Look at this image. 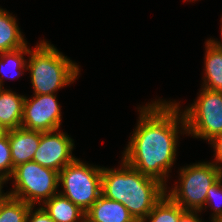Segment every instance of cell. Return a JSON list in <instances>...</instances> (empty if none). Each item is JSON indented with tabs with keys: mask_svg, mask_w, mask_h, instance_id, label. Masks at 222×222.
Masks as SVG:
<instances>
[{
	"mask_svg": "<svg viewBox=\"0 0 222 222\" xmlns=\"http://www.w3.org/2000/svg\"><path fill=\"white\" fill-rule=\"evenodd\" d=\"M173 101L158 99L137 108V126L121 159L165 186L176 161L178 135L187 134L181 104Z\"/></svg>",
	"mask_w": 222,
	"mask_h": 222,
	"instance_id": "cell-1",
	"label": "cell"
},
{
	"mask_svg": "<svg viewBox=\"0 0 222 222\" xmlns=\"http://www.w3.org/2000/svg\"><path fill=\"white\" fill-rule=\"evenodd\" d=\"M121 163L119 168L102 167V195L123 204L133 218L140 222L166 194V186L130 167L123 160Z\"/></svg>",
	"mask_w": 222,
	"mask_h": 222,
	"instance_id": "cell-2",
	"label": "cell"
},
{
	"mask_svg": "<svg viewBox=\"0 0 222 222\" xmlns=\"http://www.w3.org/2000/svg\"><path fill=\"white\" fill-rule=\"evenodd\" d=\"M28 55L26 65L33 95L56 94L59 89L73 84L79 76V65L47 40H41L33 50L29 46Z\"/></svg>",
	"mask_w": 222,
	"mask_h": 222,
	"instance_id": "cell-3",
	"label": "cell"
},
{
	"mask_svg": "<svg viewBox=\"0 0 222 222\" xmlns=\"http://www.w3.org/2000/svg\"><path fill=\"white\" fill-rule=\"evenodd\" d=\"M179 170L180 182L174 183L172 189L166 186V194L185 211L202 212L207 191L222 177V166L203 161Z\"/></svg>",
	"mask_w": 222,
	"mask_h": 222,
	"instance_id": "cell-4",
	"label": "cell"
},
{
	"mask_svg": "<svg viewBox=\"0 0 222 222\" xmlns=\"http://www.w3.org/2000/svg\"><path fill=\"white\" fill-rule=\"evenodd\" d=\"M9 180H12L13 188L8 195L32 206L37 203L41 206L59 192V172L34 161L16 166Z\"/></svg>",
	"mask_w": 222,
	"mask_h": 222,
	"instance_id": "cell-5",
	"label": "cell"
},
{
	"mask_svg": "<svg viewBox=\"0 0 222 222\" xmlns=\"http://www.w3.org/2000/svg\"><path fill=\"white\" fill-rule=\"evenodd\" d=\"M75 158L59 172V193L86 212L102 195V167Z\"/></svg>",
	"mask_w": 222,
	"mask_h": 222,
	"instance_id": "cell-6",
	"label": "cell"
},
{
	"mask_svg": "<svg viewBox=\"0 0 222 222\" xmlns=\"http://www.w3.org/2000/svg\"><path fill=\"white\" fill-rule=\"evenodd\" d=\"M200 94L191 105L181 109L187 136L208 142L222 133V92L201 87Z\"/></svg>",
	"mask_w": 222,
	"mask_h": 222,
	"instance_id": "cell-7",
	"label": "cell"
},
{
	"mask_svg": "<svg viewBox=\"0 0 222 222\" xmlns=\"http://www.w3.org/2000/svg\"><path fill=\"white\" fill-rule=\"evenodd\" d=\"M60 106L56 94L25 96L21 127L41 132L61 129Z\"/></svg>",
	"mask_w": 222,
	"mask_h": 222,
	"instance_id": "cell-8",
	"label": "cell"
},
{
	"mask_svg": "<svg viewBox=\"0 0 222 222\" xmlns=\"http://www.w3.org/2000/svg\"><path fill=\"white\" fill-rule=\"evenodd\" d=\"M74 140L60 129L41 132V139L33 161L42 167L60 172L76 156L72 155Z\"/></svg>",
	"mask_w": 222,
	"mask_h": 222,
	"instance_id": "cell-9",
	"label": "cell"
},
{
	"mask_svg": "<svg viewBox=\"0 0 222 222\" xmlns=\"http://www.w3.org/2000/svg\"><path fill=\"white\" fill-rule=\"evenodd\" d=\"M40 139L41 131L29 130L23 127L8 130L13 168L19 164L33 161Z\"/></svg>",
	"mask_w": 222,
	"mask_h": 222,
	"instance_id": "cell-10",
	"label": "cell"
},
{
	"mask_svg": "<svg viewBox=\"0 0 222 222\" xmlns=\"http://www.w3.org/2000/svg\"><path fill=\"white\" fill-rule=\"evenodd\" d=\"M85 222H137L127 208L118 201L101 195L85 212Z\"/></svg>",
	"mask_w": 222,
	"mask_h": 222,
	"instance_id": "cell-11",
	"label": "cell"
},
{
	"mask_svg": "<svg viewBox=\"0 0 222 222\" xmlns=\"http://www.w3.org/2000/svg\"><path fill=\"white\" fill-rule=\"evenodd\" d=\"M25 95L2 87L0 90V124L8 131L21 127Z\"/></svg>",
	"mask_w": 222,
	"mask_h": 222,
	"instance_id": "cell-12",
	"label": "cell"
},
{
	"mask_svg": "<svg viewBox=\"0 0 222 222\" xmlns=\"http://www.w3.org/2000/svg\"><path fill=\"white\" fill-rule=\"evenodd\" d=\"M204 77L201 87L222 92V48L205 41Z\"/></svg>",
	"mask_w": 222,
	"mask_h": 222,
	"instance_id": "cell-13",
	"label": "cell"
},
{
	"mask_svg": "<svg viewBox=\"0 0 222 222\" xmlns=\"http://www.w3.org/2000/svg\"><path fill=\"white\" fill-rule=\"evenodd\" d=\"M41 206L54 222H85V212L59 192Z\"/></svg>",
	"mask_w": 222,
	"mask_h": 222,
	"instance_id": "cell-14",
	"label": "cell"
},
{
	"mask_svg": "<svg viewBox=\"0 0 222 222\" xmlns=\"http://www.w3.org/2000/svg\"><path fill=\"white\" fill-rule=\"evenodd\" d=\"M12 13L0 7V53L20 49L27 44Z\"/></svg>",
	"mask_w": 222,
	"mask_h": 222,
	"instance_id": "cell-15",
	"label": "cell"
},
{
	"mask_svg": "<svg viewBox=\"0 0 222 222\" xmlns=\"http://www.w3.org/2000/svg\"><path fill=\"white\" fill-rule=\"evenodd\" d=\"M29 54V46L26 44L20 49L0 53V87H3V78L15 79L27 71L25 55ZM8 67V68H7ZM10 68V69H9Z\"/></svg>",
	"mask_w": 222,
	"mask_h": 222,
	"instance_id": "cell-16",
	"label": "cell"
},
{
	"mask_svg": "<svg viewBox=\"0 0 222 222\" xmlns=\"http://www.w3.org/2000/svg\"><path fill=\"white\" fill-rule=\"evenodd\" d=\"M184 212V209L165 194L140 222H178Z\"/></svg>",
	"mask_w": 222,
	"mask_h": 222,
	"instance_id": "cell-17",
	"label": "cell"
},
{
	"mask_svg": "<svg viewBox=\"0 0 222 222\" xmlns=\"http://www.w3.org/2000/svg\"><path fill=\"white\" fill-rule=\"evenodd\" d=\"M31 206L20 199L7 195L0 202V222H26Z\"/></svg>",
	"mask_w": 222,
	"mask_h": 222,
	"instance_id": "cell-18",
	"label": "cell"
},
{
	"mask_svg": "<svg viewBox=\"0 0 222 222\" xmlns=\"http://www.w3.org/2000/svg\"><path fill=\"white\" fill-rule=\"evenodd\" d=\"M222 177L212 185L207 191L206 202L204 208H210L213 211L211 214V222H216L219 219H222ZM208 206V207H207Z\"/></svg>",
	"mask_w": 222,
	"mask_h": 222,
	"instance_id": "cell-19",
	"label": "cell"
},
{
	"mask_svg": "<svg viewBox=\"0 0 222 222\" xmlns=\"http://www.w3.org/2000/svg\"><path fill=\"white\" fill-rule=\"evenodd\" d=\"M13 171L14 168L7 131L5 136L0 137V177L5 179L8 183Z\"/></svg>",
	"mask_w": 222,
	"mask_h": 222,
	"instance_id": "cell-20",
	"label": "cell"
},
{
	"mask_svg": "<svg viewBox=\"0 0 222 222\" xmlns=\"http://www.w3.org/2000/svg\"><path fill=\"white\" fill-rule=\"evenodd\" d=\"M35 207L36 206L30 207L27 214L26 222H54L42 206H39V208L37 209Z\"/></svg>",
	"mask_w": 222,
	"mask_h": 222,
	"instance_id": "cell-21",
	"label": "cell"
},
{
	"mask_svg": "<svg viewBox=\"0 0 222 222\" xmlns=\"http://www.w3.org/2000/svg\"><path fill=\"white\" fill-rule=\"evenodd\" d=\"M211 144V147L213 146L214 149V163L218 166H222V133L216 137H214L212 140L208 142Z\"/></svg>",
	"mask_w": 222,
	"mask_h": 222,
	"instance_id": "cell-22",
	"label": "cell"
},
{
	"mask_svg": "<svg viewBox=\"0 0 222 222\" xmlns=\"http://www.w3.org/2000/svg\"><path fill=\"white\" fill-rule=\"evenodd\" d=\"M198 213L200 211H185L179 218L178 222H204L202 219L199 217Z\"/></svg>",
	"mask_w": 222,
	"mask_h": 222,
	"instance_id": "cell-23",
	"label": "cell"
},
{
	"mask_svg": "<svg viewBox=\"0 0 222 222\" xmlns=\"http://www.w3.org/2000/svg\"><path fill=\"white\" fill-rule=\"evenodd\" d=\"M6 180L3 179L2 177H0V202L8 195V193H4V191L2 190L3 188V184H6Z\"/></svg>",
	"mask_w": 222,
	"mask_h": 222,
	"instance_id": "cell-24",
	"label": "cell"
},
{
	"mask_svg": "<svg viewBox=\"0 0 222 222\" xmlns=\"http://www.w3.org/2000/svg\"><path fill=\"white\" fill-rule=\"evenodd\" d=\"M221 36H222V17H221ZM215 46L219 47V48H222V40L221 42L220 41H217L218 39H214V38H210L209 39Z\"/></svg>",
	"mask_w": 222,
	"mask_h": 222,
	"instance_id": "cell-25",
	"label": "cell"
},
{
	"mask_svg": "<svg viewBox=\"0 0 222 222\" xmlns=\"http://www.w3.org/2000/svg\"><path fill=\"white\" fill-rule=\"evenodd\" d=\"M7 134V130L0 124V137H3Z\"/></svg>",
	"mask_w": 222,
	"mask_h": 222,
	"instance_id": "cell-26",
	"label": "cell"
}]
</instances>
